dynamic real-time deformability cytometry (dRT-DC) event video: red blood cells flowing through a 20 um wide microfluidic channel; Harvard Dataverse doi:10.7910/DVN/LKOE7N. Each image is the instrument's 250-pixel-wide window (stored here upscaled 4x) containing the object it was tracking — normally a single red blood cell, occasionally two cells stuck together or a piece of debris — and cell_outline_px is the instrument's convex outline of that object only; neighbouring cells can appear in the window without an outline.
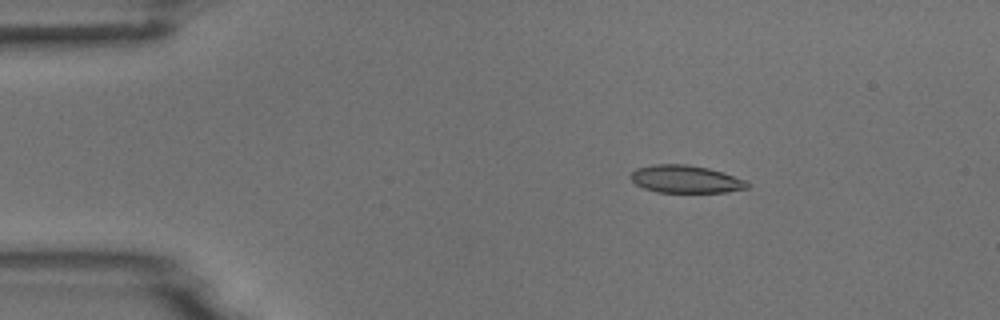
{"species": "common noctule bat (a hibernating species)", "species_latin": "Nyctalus noctula", "temperature_condition": "room temperature", "stored_images_in_passage": 5, "camera_frame_rate_fps": 3000, "um_per_image_px": 0.085, "animal": {"sex": "male", "body_mass_g": 18.8}, "frame": {"image": 1, "passage_image": 2, "time_ms": 1.333, "image_size_px": [1000, 320], "cell_outline_px": [[748, 188], [728, 192], [656, 192], [644, 188], [636, 184], [628, 176], [636, 168], [656, 164], [684, 164], [708, 168], [744, 180], [748, 184]], "centroid_in_image_um": [58.22, 15.23], "position_along_channel_um": 26.8, "area_um2": 18.55}}
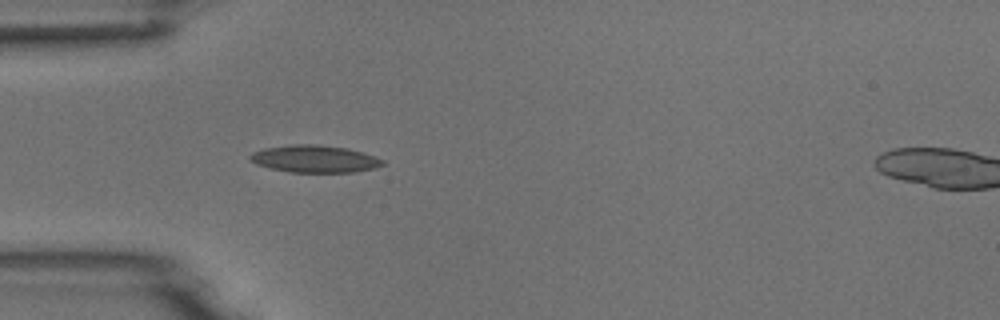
{"frame": {"image": 2, "passage_image": 4, "time_ms": 3.667, "image_size_px": [1000, 320], "cell_outline_px": [[384, 164], [372, 168], [356, 172], [288, 172], [256, 164], [248, 156], [252, 152], [264, 148], [292, 144], [316, 144], [348, 148], [384, 160]], "centroid_in_image_um": [26.71, 13.5], "position_along_channel_um": 58.3, "area_um2": 20.87}}